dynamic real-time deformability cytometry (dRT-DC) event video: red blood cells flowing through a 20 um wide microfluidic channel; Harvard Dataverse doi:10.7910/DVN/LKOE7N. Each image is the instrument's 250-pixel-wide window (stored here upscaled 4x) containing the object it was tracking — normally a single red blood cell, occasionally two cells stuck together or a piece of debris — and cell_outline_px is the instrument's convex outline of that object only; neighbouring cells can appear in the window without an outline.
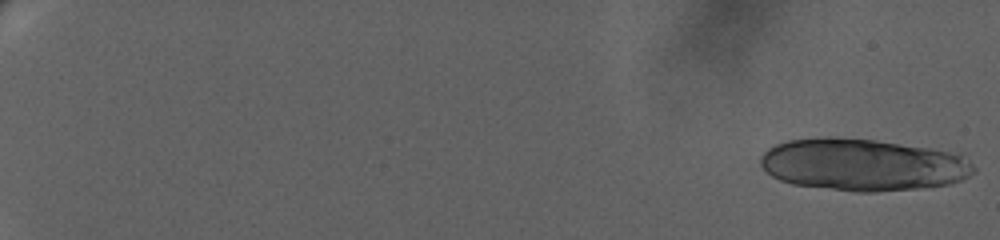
{"species": "human", "species_latin": "Homo sapiens", "temperature_condition": "warm", "stored_images_in_passage": 29, "camera_frame_rate_fps": 3000, "um_per_image_px": 0.085, "donor": {"sex": "female"}, "frame": {"image": 1, "passage_image": 1, "time_ms": 0.0, "image_size_px": [1000, 240], "cell_outline_px": [[976, 168], [968, 176], [960, 180], [948, 184], [916, 188], [876, 192], [856, 192], [792, 184], [780, 180], [772, 176], [760, 164], [760, 156], [768, 148], [776, 144], [788, 140], [828, 136], [832, 136], [876, 140], [928, 148], [948, 152], [960, 156], [968, 160]], "centroid_in_image_um": [73.27, 13.99], "position_along_channel_um": 11.7, "area_um2": 64.45}}